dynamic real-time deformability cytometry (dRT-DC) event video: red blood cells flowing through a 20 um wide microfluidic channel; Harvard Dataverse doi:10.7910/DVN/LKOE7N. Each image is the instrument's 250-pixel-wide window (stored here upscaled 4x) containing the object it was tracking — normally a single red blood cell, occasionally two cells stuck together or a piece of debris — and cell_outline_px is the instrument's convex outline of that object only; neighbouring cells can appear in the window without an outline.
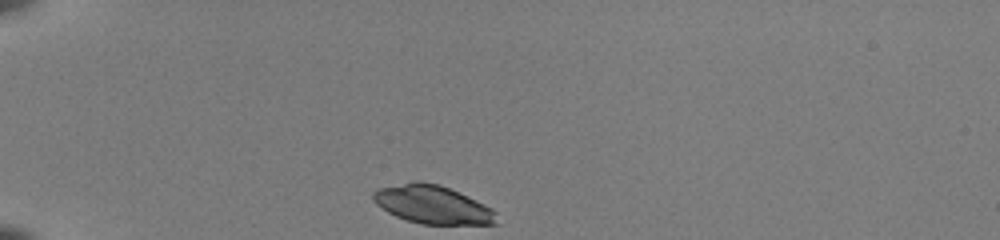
{"species": "common noctule bat (a hibernating species)", "species_latin": "Nyctalus noctula", "temperature_condition": "room temperature", "stored_images_in_passage": 34, "camera_frame_rate_fps": 3000, "um_per_image_px": 0.085, "animal": {"sex": "female", "body_mass_g": 22.0, "forearm_length_mm": 56.7}, "frame": {"image": 1, "passage_image": 1, "time_ms": 0.0, "image_size_px": [1000, 240], "cell_outline_px": [[500, 224], [420, 224], [396, 216], [388, 212], [376, 204], [372, 200], [372, 192], [376, 188], [412, 180], [420, 180], [440, 184], [484, 204], [492, 208], [496, 212]], "centroid_in_image_um": [36.74, 17.37], "position_along_channel_um": 48.3, "area_um2": 27.86}}
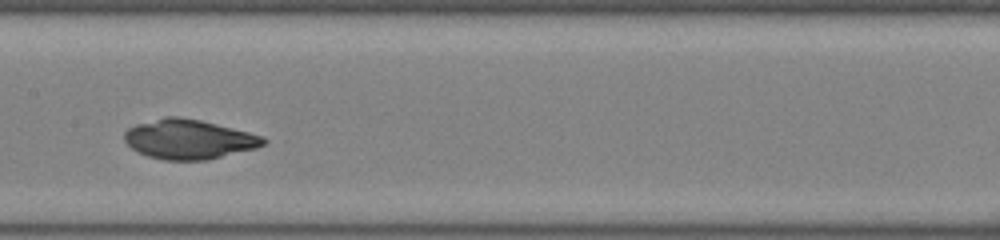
{"frame": {"image": 2, "passage_image": 15, "time_ms": 4.667, "image_size_px": [1000, 240], "cell_outline_px": [[268, 140], [264, 144], [256, 148], [208, 160], [164, 160], [148, 156], [132, 148], [124, 140], [124, 132], [128, 128], [136, 124], [168, 116], [176, 116], [200, 120], [264, 136]], "centroid_in_image_um": [16.06, 11.84], "position_along_channel_um": 191.3, "area_um2": 31.85}}
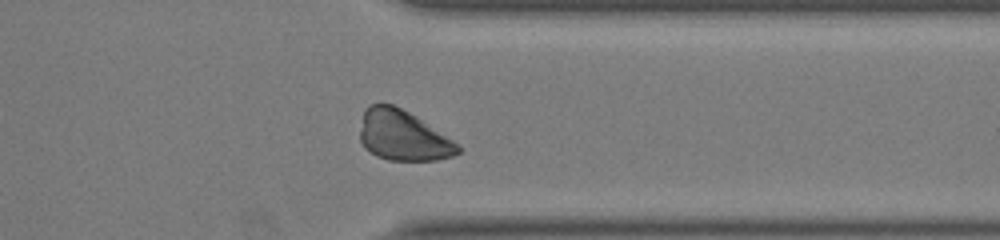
{"frame": {"image": 3, "passage_image": 29, "time_ms": 9.333, "image_size_px": [1000, 240], "cell_outline_px": [[460, 152], [452, 156], [436, 160], [388, 160], [376, 156], [364, 148], [360, 140], [360, 132], [364, 108], [368, 104], [392, 104], [416, 116], [452, 140], [460, 148]], "centroid_in_image_um": [34.2, 11.52], "position_along_channel_um": 377.2, "area_um2": 28.44}}